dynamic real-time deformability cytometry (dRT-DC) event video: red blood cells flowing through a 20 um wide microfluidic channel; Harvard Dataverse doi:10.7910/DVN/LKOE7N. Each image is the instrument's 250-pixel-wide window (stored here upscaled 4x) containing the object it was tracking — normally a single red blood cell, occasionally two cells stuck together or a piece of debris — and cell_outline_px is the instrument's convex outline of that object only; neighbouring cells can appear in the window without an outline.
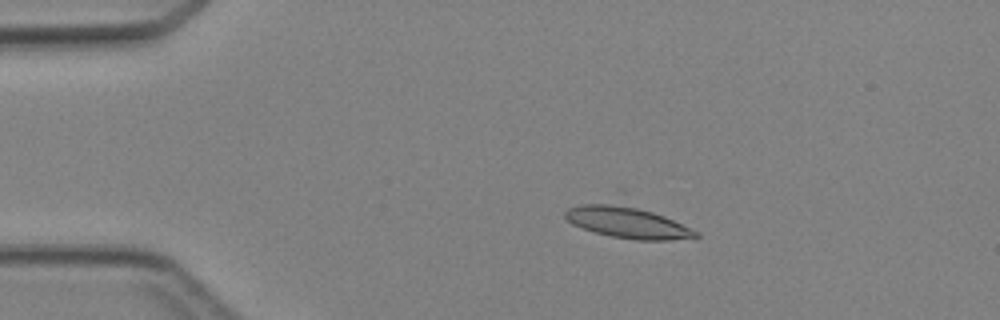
{"species": "Egyptian fruit bat (a non-hibernating species)", "species_latin": "Rousettus aegyptiacus", "temperature_condition": "cold", "stored_images_in_passage": 4, "camera_frame_rate_fps": 3000, "um_per_image_px": 0.085, "animal": {"sex": "female"}, "frame": {"image": 1, "passage_image": 3, "time_ms": 2.333, "image_size_px": [1000, 320], "cell_outline_px": [[700, 236], [668, 240], [636, 240], [612, 236], [596, 232], [572, 224], [564, 216], [564, 212], [568, 208], [580, 204], [624, 204], [652, 212], [664, 216], [700, 232]], "centroid_in_image_um": [53.33, 18.91], "position_along_channel_um": 31.7, "area_um2": 23.41}}